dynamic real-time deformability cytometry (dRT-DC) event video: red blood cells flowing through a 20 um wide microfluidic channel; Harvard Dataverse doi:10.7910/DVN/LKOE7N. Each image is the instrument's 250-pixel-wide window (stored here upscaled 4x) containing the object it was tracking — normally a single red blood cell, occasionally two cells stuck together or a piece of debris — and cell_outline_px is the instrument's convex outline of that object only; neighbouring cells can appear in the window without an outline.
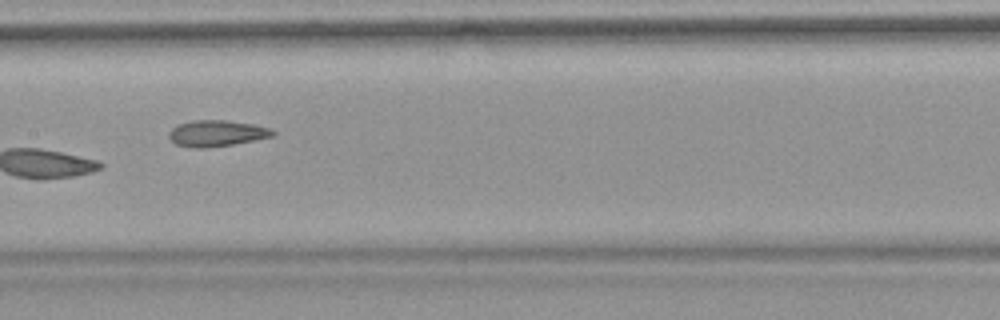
{"species": "common noctule bat (a hibernating species)", "species_latin": "Nyctalus noctula", "temperature_condition": "warm", "stored_images_in_passage": 9, "camera_frame_rate_fps": 3000, "um_per_image_px": 0.085, "animal": {"sex": "female", "body_mass_g": 18.4}, "frame": {"image": 1, "passage_image": 8, "time_ms": 8.333, "image_size_px": [1000, 320], "cell_outline_px": [[276, 132], [272, 136], [232, 144], [208, 148], [192, 148], [176, 144], [168, 136], [168, 132], [176, 124], [192, 120], [224, 120], [252, 124], [272, 128]], "centroid_in_image_um": [18.37, 11.32], "position_along_channel_um": 189.0, "area_um2": 15.84}}